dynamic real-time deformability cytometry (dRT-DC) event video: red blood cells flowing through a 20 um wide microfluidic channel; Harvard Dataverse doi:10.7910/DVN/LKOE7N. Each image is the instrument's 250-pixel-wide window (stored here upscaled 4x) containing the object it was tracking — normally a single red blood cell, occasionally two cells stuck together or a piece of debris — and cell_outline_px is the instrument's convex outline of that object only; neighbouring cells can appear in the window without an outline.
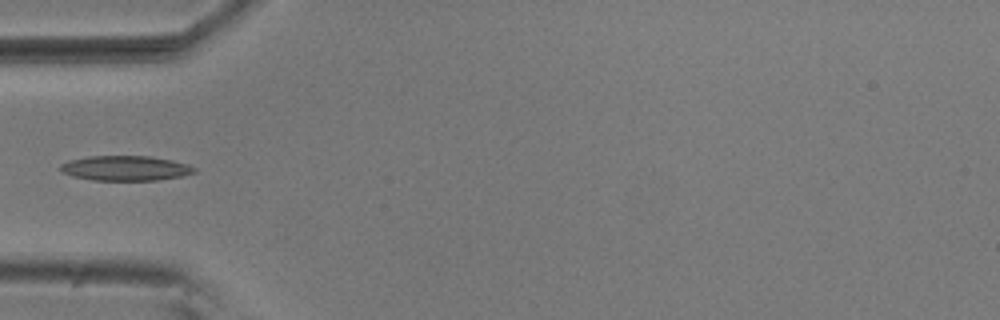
{"species": "common noctule bat (a hibernating species)", "species_latin": "Nyctalus noctula", "temperature_condition": "room temperature", "stored_images_in_passage": 5, "camera_frame_rate_fps": 3000, "um_per_image_px": 0.085, "animal": {"sex": "male", "body_mass_g": 20.5, "forearm_length_mm": 52.5}, "frame": {"image": 1, "passage_image": 5, "time_ms": 1.333, "image_size_px": [1000, 320], "cell_outline_px": [[196, 172], [180, 176], [156, 180], [92, 180], [72, 176], [64, 172], [60, 168], [60, 164], [68, 160], [88, 156], [148, 156], [172, 160], [188, 164], [196, 168]], "centroid_in_image_um": [10.65, 14.29], "position_along_channel_um": 74.3, "area_um2": 19.36}}